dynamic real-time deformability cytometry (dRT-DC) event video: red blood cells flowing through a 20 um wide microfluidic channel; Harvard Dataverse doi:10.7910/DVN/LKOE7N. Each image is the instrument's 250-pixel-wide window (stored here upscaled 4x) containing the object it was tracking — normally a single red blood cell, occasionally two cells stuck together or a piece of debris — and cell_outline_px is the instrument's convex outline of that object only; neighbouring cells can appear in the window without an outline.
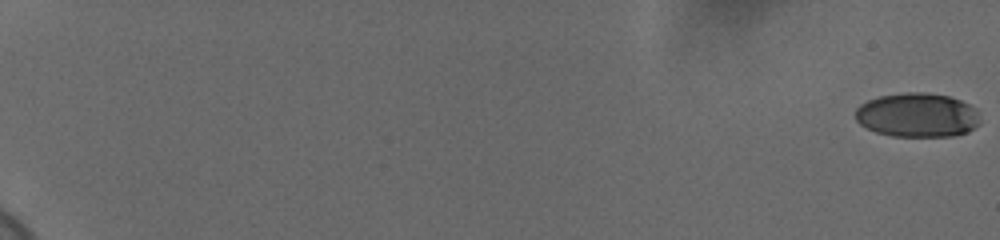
{"species": "human", "species_latin": "Homo sapiens", "temperature_condition": "cold", "stored_images_in_passage": 17, "camera_frame_rate_fps": 3000, "um_per_image_px": 0.085, "donor": {"sex": "female"}, "frame": {"image": 1, "passage_image": 1, "time_ms": 0.0, "image_size_px": [1000, 240], "cell_outline_px": [[980, 124], [968, 132], [952, 136], [892, 136], [876, 132], [860, 124], [856, 120], [856, 108], [860, 104], [868, 100], [880, 96], [908, 92], [928, 92], [948, 96], [960, 100], [976, 108]], "centroid_in_image_um": [77.98, 9.78], "position_along_channel_um": 7.0, "area_um2": 32.14}}
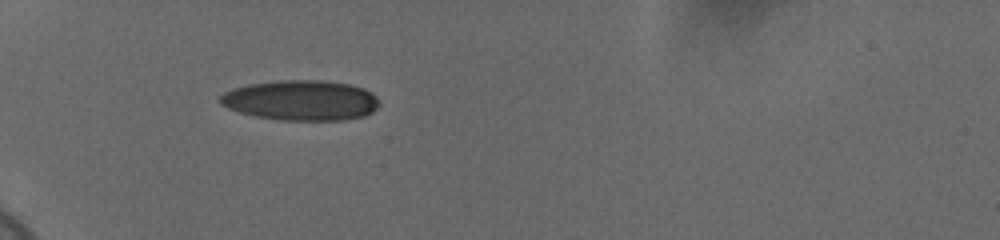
{"frame": {"image": 2, "passage_image": 15, "time_ms": 4.667, "image_size_px": [1000, 240], "cell_outline_px": [[380, 104], [372, 112], [364, 116], [344, 120], [280, 120], [256, 116], [240, 112], [228, 108], [220, 104], [220, 96], [224, 92], [232, 88], [248, 84], [280, 80], [320, 80], [348, 84], [364, 88], [372, 92], [380, 100]], "centroid_in_image_um": [25.6, 8.52], "position_along_channel_um": 59.4, "area_um2": 37.45}}
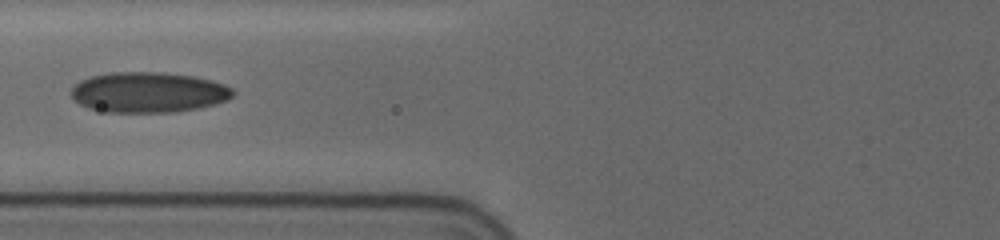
{"frame": {"image": 3, "passage_image": 17, "time_ms": 5.333, "image_size_px": [1000, 240], "cell_outline_px": [[236, 92], [228, 100], [196, 108], [176, 112], [104, 112], [88, 108], [80, 104], [72, 96], [72, 88], [80, 80], [88, 76], [112, 72], [160, 72], [192, 76], [212, 80], [224, 84], [232, 88]], "centroid_in_image_um": [12.61, 7.84], "position_along_channel_um": 113.2, "area_um2": 38.15}}